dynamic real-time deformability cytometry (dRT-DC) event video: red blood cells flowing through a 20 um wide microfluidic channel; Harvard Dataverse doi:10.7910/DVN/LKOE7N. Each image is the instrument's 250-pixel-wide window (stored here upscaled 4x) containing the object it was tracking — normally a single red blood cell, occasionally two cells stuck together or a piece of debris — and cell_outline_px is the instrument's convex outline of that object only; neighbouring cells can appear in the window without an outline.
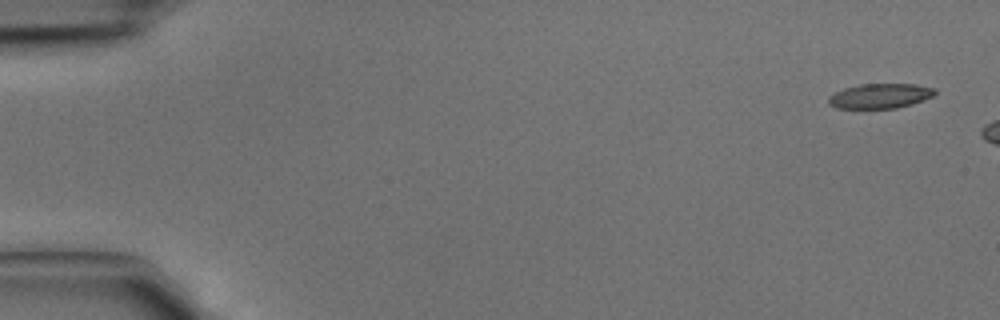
{"species": "common noctule bat (a hibernating species)", "species_latin": "Nyctalus noctula", "temperature_condition": "cold", "stored_images_in_passage": 6, "segment_of_instrument_passage": [1, 2], "camera_frame_rate_fps": 3000, "um_per_image_px": 0.085, "animal": {"sex": "male", "body_mass_g": 15.6}, "frame": {"image": 1, "passage_image": 1, "time_ms": 0.0, "image_size_px": [1000, 320], "cell_outline_px": [[936, 92], [932, 96], [912, 104], [896, 108], [836, 108], [828, 104], [828, 96], [844, 88], [860, 84], [912, 84], [936, 88]], "centroid_in_image_um": [74.78, 8.15], "position_along_channel_um": 10.2, "area_um2": 15.32}}
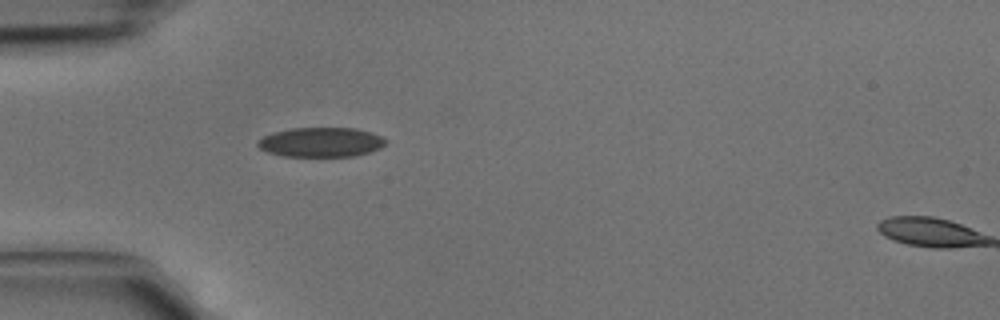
{"frame": {"image": 2, "passage_image": 5, "time_ms": 1.333, "image_size_px": [1000, 320], "cell_outline_px": [[388, 144], [380, 148], [368, 152], [352, 156], [284, 156], [268, 152], [260, 148], [256, 144], [264, 136], [276, 132], [292, 128], [356, 128], [372, 132], [388, 140]], "centroid_in_image_um": [27.34, 12.08], "position_along_channel_um": 57.7, "area_um2": 21.91}}